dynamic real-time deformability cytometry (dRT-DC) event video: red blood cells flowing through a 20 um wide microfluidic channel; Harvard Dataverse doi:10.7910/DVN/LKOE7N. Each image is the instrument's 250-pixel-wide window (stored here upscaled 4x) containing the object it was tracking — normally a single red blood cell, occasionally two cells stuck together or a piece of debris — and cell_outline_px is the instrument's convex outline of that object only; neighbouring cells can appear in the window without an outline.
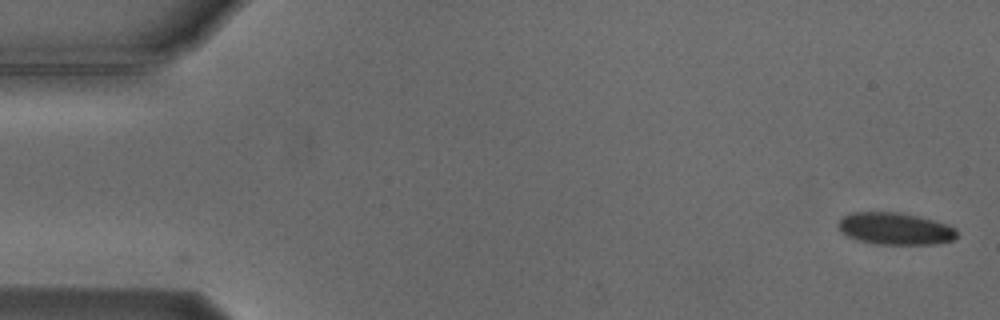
{"species": "Egyptian fruit bat (a non-hibernating species)", "species_latin": "Rousettus aegyptiacus", "temperature_condition": "cold", "stored_images_in_passage": 5, "camera_frame_rate_fps": 3000, "um_per_image_px": 0.085, "animal": {"sex": "male"}, "frame": {"image": 1, "passage_image": 1, "time_ms": 0.0, "image_size_px": [1000, 320], "cell_outline_px": [[956, 236], [952, 240], [932, 244], [876, 244], [856, 240], [840, 232], [836, 224], [844, 216], [852, 212], [900, 212], [948, 224], [956, 228]], "centroid_in_image_um": [76.04, 19.43], "position_along_channel_um": 9.0, "area_um2": 22.14}}
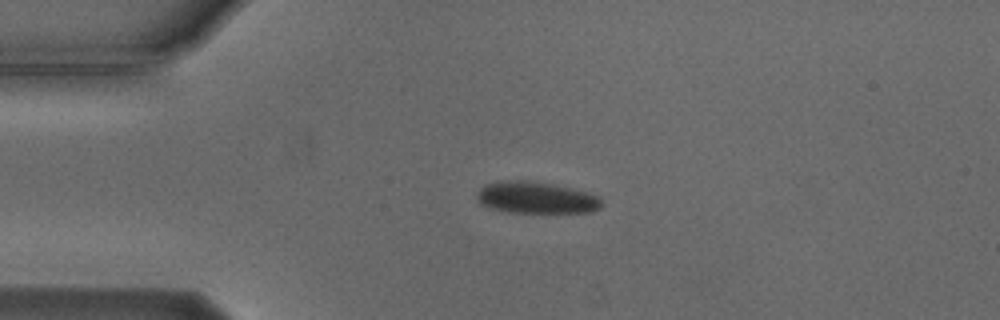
{"frame": {"image": 2, "passage_image": 4, "time_ms": 3.667, "image_size_px": [1000, 320], "cell_outline_px": [[604, 204], [600, 208], [592, 212], [508, 212], [488, 208], [480, 204], [476, 200], [476, 192], [484, 184], [500, 180], [524, 180], [552, 184], [600, 196]], "centroid_in_image_um": [45.51, 16.8], "position_along_channel_um": 39.5, "area_um2": 23.24}}